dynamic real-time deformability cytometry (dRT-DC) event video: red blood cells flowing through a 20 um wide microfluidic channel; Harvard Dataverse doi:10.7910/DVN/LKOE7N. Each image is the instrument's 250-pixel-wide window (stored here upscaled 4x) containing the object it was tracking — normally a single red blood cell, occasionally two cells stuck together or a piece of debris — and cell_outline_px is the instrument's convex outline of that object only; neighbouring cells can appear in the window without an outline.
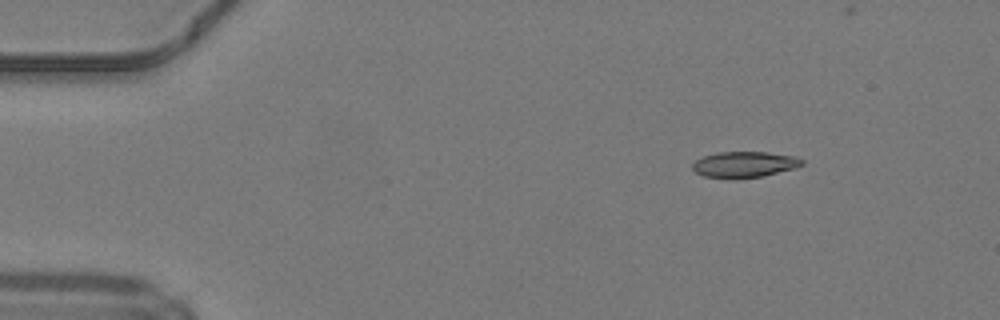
{"species": "common noctule bat (a hibernating species)", "species_latin": "Nyctalus noctula", "temperature_condition": "warm", "stored_images_in_passage": 48, "camera_frame_rate_fps": 3000, "um_per_image_px": 0.085, "animal": {"sex": "male", "body_mass_g": 19.2, "forearm_length_mm": 51.8}, "frame": {"image": 1, "passage_image": 8, "time_ms": 2.333, "image_size_px": [1000, 320], "cell_outline_px": [[784, 168], [772, 172], [756, 176], [712, 176], [716, 156], [732, 152], [752, 152], [776, 156]], "centroid_in_image_um": [63.36, 13.98], "position_along_channel_um": 21.6, "area_um2": 10.17}}
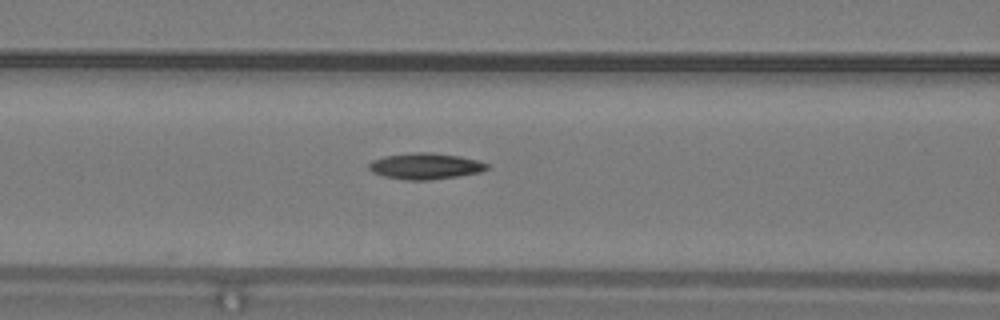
{"frame": {"image": 2, "passage_image": 22, "time_ms": 7.0, "image_size_px": [1000, 320], "cell_outline_px": [[480, 168], [464, 172], [440, 176], [400, 176], [384, 172], [380, 168], [408, 156], [440, 156], [464, 160], [480, 164]], "centroid_in_image_um": [36.47, 14.14], "position_along_channel_um": 130.1, "area_um2": 10.75}}
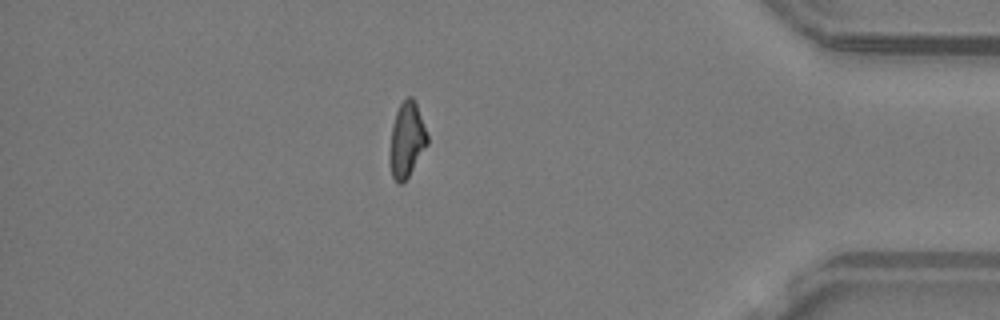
{"frame": {"image": 3, "passage_image": 44, "time_ms": 14.333, "image_size_px": [1000, 320], "cell_outline_px": [[428, 140], [408, 172], [400, 180], [396, 176], [392, 168], [392, 140], [396, 124], [400, 112], [412, 100]], "centroid_in_image_um": [34.61, 11.96], "position_along_channel_um": 400.6, "area_um2": 12.54}}